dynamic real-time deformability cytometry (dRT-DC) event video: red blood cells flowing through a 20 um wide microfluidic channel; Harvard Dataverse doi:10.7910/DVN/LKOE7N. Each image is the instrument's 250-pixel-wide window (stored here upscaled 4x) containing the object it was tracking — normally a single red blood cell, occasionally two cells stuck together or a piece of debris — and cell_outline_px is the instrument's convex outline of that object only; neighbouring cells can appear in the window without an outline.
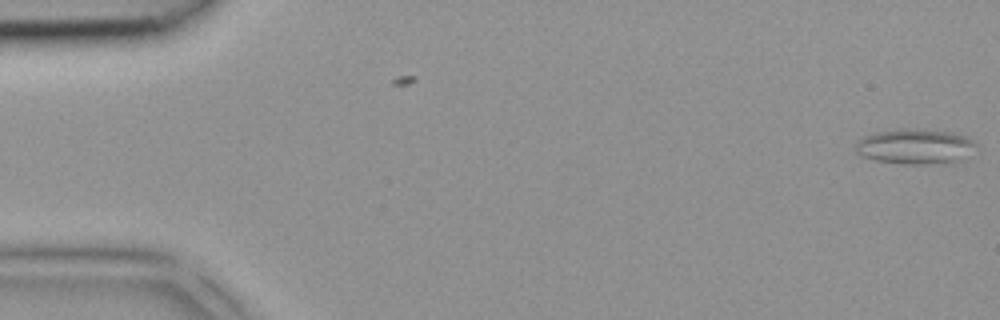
{"species": "common noctule bat (a hibernating species)", "species_latin": "Nyctalus noctula", "temperature_condition": "room temperature", "stored_images_in_passage": 2, "camera_frame_rate_fps": 3000, "um_per_image_px": 0.085, "animal": {"sex": "female", "body_mass_g": 18.4}, "frame": {"image": 1, "passage_image": 2, "time_ms": 0.333, "image_size_px": [1000, 320], "cell_outline_px": [[976, 144], [952, 164], [904, 164], [876, 160], [860, 156], [852, 148], [864, 136], [876, 132], [900, 128], [904, 128], [952, 132], [968, 136]], "centroid_in_image_um": [77.71, 12.45], "position_along_channel_um": 7.3, "area_um2": 24.57}}